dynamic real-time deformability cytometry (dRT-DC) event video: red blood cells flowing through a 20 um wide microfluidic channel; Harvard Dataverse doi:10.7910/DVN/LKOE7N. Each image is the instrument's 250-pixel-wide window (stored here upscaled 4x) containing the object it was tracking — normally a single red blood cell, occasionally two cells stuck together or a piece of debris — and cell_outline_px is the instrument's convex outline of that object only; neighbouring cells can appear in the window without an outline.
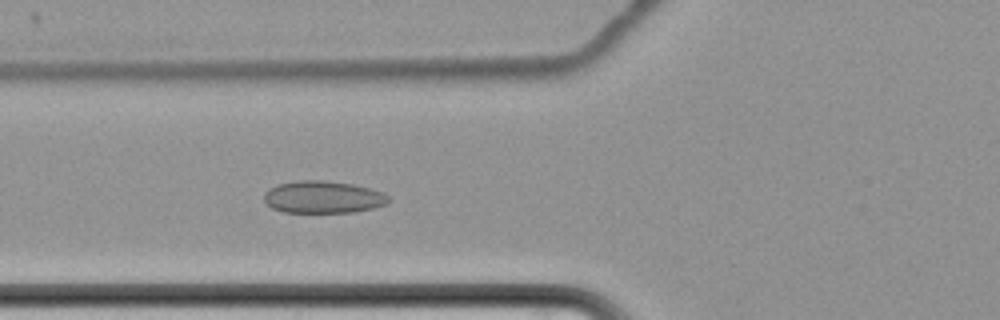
{"species": "common noctule bat (a hibernating species)", "species_latin": "Nyctalus noctula", "temperature_condition": "cold", "stored_images_in_passage": 66, "camera_frame_rate_fps": 3000, "um_per_image_px": 0.085, "animal": {"sex": "female", "body_mass_g": 22.7, "forearm_length_mm": 54.2}, "frame": {"image": 1, "passage_image": 29, "time_ms": 9.333, "image_size_px": [1000, 320], "cell_outline_px": [[392, 200], [388, 204], [372, 208], [352, 212], [284, 212], [272, 208], [264, 200], [264, 192], [276, 184], [296, 180], [324, 180], [352, 184], [368, 188], [380, 192], [388, 196]], "centroid_in_image_um": [27.44, 16.74], "position_along_channel_um": 98.4, "area_um2": 23.41}}
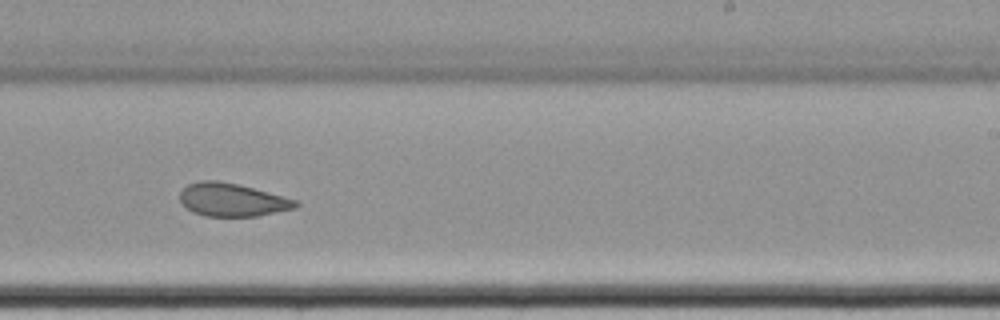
{"frame": {"image": 2, "passage_image": 44, "time_ms": 14.333, "image_size_px": [1000, 320], "cell_outline_px": [[300, 204], [296, 208], [256, 216], [204, 216], [192, 212], [180, 200], [180, 192], [188, 184], [200, 180], [216, 180], [236, 184], [268, 192], [296, 200]], "centroid_in_image_um": [19.72, 16.99], "position_along_channel_um": 269.3, "area_um2": 22.08}}
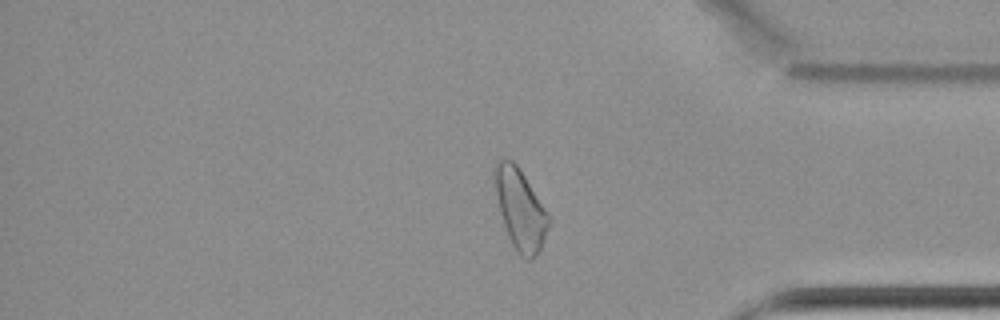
{"frame": {"image": 3, "passage_image": 56, "time_ms": 18.333, "image_size_px": [1000, 320], "cell_outline_px": [[552, 220], [540, 252], [532, 260], [524, 260], [516, 252], [508, 236], [500, 212], [492, 176], [492, 168], [504, 156], [512, 160], [516, 164], [548, 212]], "centroid_in_image_um": [44.23, 17.81], "position_along_channel_um": 391.0, "area_um2": 25.78}, "authors_computed_cell_mechanics": {"area_um2": 25.7499, "velocity_mm_per_s": 3.4241, "shape_relaxation_time_tau1_ms": null, "shape_relaxation_time_tau2_ms": 3.6971, "deformation_change_tau1": null, "deformation_change_tau2": 0.08}}